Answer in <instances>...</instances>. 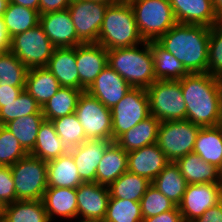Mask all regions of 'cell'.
I'll use <instances>...</instances> for the list:
<instances>
[{
  "instance_id": "cell-1",
  "label": "cell",
  "mask_w": 222,
  "mask_h": 222,
  "mask_svg": "<svg viewBox=\"0 0 222 222\" xmlns=\"http://www.w3.org/2000/svg\"><path fill=\"white\" fill-rule=\"evenodd\" d=\"M186 103V119L200 127L222 124V85L220 78L206 73H189L181 80Z\"/></svg>"
},
{
  "instance_id": "cell-2",
  "label": "cell",
  "mask_w": 222,
  "mask_h": 222,
  "mask_svg": "<svg viewBox=\"0 0 222 222\" xmlns=\"http://www.w3.org/2000/svg\"><path fill=\"white\" fill-rule=\"evenodd\" d=\"M210 28L176 23L156 42L180 61L189 73L208 72Z\"/></svg>"
},
{
  "instance_id": "cell-3",
  "label": "cell",
  "mask_w": 222,
  "mask_h": 222,
  "mask_svg": "<svg viewBox=\"0 0 222 222\" xmlns=\"http://www.w3.org/2000/svg\"><path fill=\"white\" fill-rule=\"evenodd\" d=\"M108 65L133 88L147 89L154 81V59L150 42L125 48L109 49Z\"/></svg>"
},
{
  "instance_id": "cell-4",
  "label": "cell",
  "mask_w": 222,
  "mask_h": 222,
  "mask_svg": "<svg viewBox=\"0 0 222 222\" xmlns=\"http://www.w3.org/2000/svg\"><path fill=\"white\" fill-rule=\"evenodd\" d=\"M143 42L129 1L118 0L109 5L105 12L97 43L109 50L132 47Z\"/></svg>"
},
{
  "instance_id": "cell-5",
  "label": "cell",
  "mask_w": 222,
  "mask_h": 222,
  "mask_svg": "<svg viewBox=\"0 0 222 222\" xmlns=\"http://www.w3.org/2000/svg\"><path fill=\"white\" fill-rule=\"evenodd\" d=\"M141 38L157 41L177 22L169 0H128Z\"/></svg>"
},
{
  "instance_id": "cell-6",
  "label": "cell",
  "mask_w": 222,
  "mask_h": 222,
  "mask_svg": "<svg viewBox=\"0 0 222 222\" xmlns=\"http://www.w3.org/2000/svg\"><path fill=\"white\" fill-rule=\"evenodd\" d=\"M146 92L150 115L160 122L186 120V103L179 80H156Z\"/></svg>"
},
{
  "instance_id": "cell-7",
  "label": "cell",
  "mask_w": 222,
  "mask_h": 222,
  "mask_svg": "<svg viewBox=\"0 0 222 222\" xmlns=\"http://www.w3.org/2000/svg\"><path fill=\"white\" fill-rule=\"evenodd\" d=\"M17 200H42L47 189V161L28 154L11 165Z\"/></svg>"
},
{
  "instance_id": "cell-8",
  "label": "cell",
  "mask_w": 222,
  "mask_h": 222,
  "mask_svg": "<svg viewBox=\"0 0 222 222\" xmlns=\"http://www.w3.org/2000/svg\"><path fill=\"white\" fill-rule=\"evenodd\" d=\"M200 126L189 120L160 122L157 144L170 162L192 153Z\"/></svg>"
},
{
  "instance_id": "cell-9",
  "label": "cell",
  "mask_w": 222,
  "mask_h": 222,
  "mask_svg": "<svg viewBox=\"0 0 222 222\" xmlns=\"http://www.w3.org/2000/svg\"><path fill=\"white\" fill-rule=\"evenodd\" d=\"M54 49L40 24L11 38L10 51L28 69L46 67Z\"/></svg>"
},
{
  "instance_id": "cell-10",
  "label": "cell",
  "mask_w": 222,
  "mask_h": 222,
  "mask_svg": "<svg viewBox=\"0 0 222 222\" xmlns=\"http://www.w3.org/2000/svg\"><path fill=\"white\" fill-rule=\"evenodd\" d=\"M111 113L112 140L116 141L126 131L150 116L146 89L132 87L111 109Z\"/></svg>"
},
{
  "instance_id": "cell-11",
  "label": "cell",
  "mask_w": 222,
  "mask_h": 222,
  "mask_svg": "<svg viewBox=\"0 0 222 222\" xmlns=\"http://www.w3.org/2000/svg\"><path fill=\"white\" fill-rule=\"evenodd\" d=\"M75 113L88 140H112V113L86 91L79 96Z\"/></svg>"
},
{
  "instance_id": "cell-12",
  "label": "cell",
  "mask_w": 222,
  "mask_h": 222,
  "mask_svg": "<svg viewBox=\"0 0 222 222\" xmlns=\"http://www.w3.org/2000/svg\"><path fill=\"white\" fill-rule=\"evenodd\" d=\"M108 6L91 0H72L68 11L76 34L83 43H97Z\"/></svg>"
},
{
  "instance_id": "cell-13",
  "label": "cell",
  "mask_w": 222,
  "mask_h": 222,
  "mask_svg": "<svg viewBox=\"0 0 222 222\" xmlns=\"http://www.w3.org/2000/svg\"><path fill=\"white\" fill-rule=\"evenodd\" d=\"M221 200L222 184H187L183 199L178 207L184 222H192Z\"/></svg>"
},
{
  "instance_id": "cell-14",
  "label": "cell",
  "mask_w": 222,
  "mask_h": 222,
  "mask_svg": "<svg viewBox=\"0 0 222 222\" xmlns=\"http://www.w3.org/2000/svg\"><path fill=\"white\" fill-rule=\"evenodd\" d=\"M76 63L79 73V90L84 92L108 65L107 49L98 43L77 45Z\"/></svg>"
},
{
  "instance_id": "cell-15",
  "label": "cell",
  "mask_w": 222,
  "mask_h": 222,
  "mask_svg": "<svg viewBox=\"0 0 222 222\" xmlns=\"http://www.w3.org/2000/svg\"><path fill=\"white\" fill-rule=\"evenodd\" d=\"M76 195L77 218L103 221L110 199L108 186L82 183L76 188Z\"/></svg>"
},
{
  "instance_id": "cell-16",
  "label": "cell",
  "mask_w": 222,
  "mask_h": 222,
  "mask_svg": "<svg viewBox=\"0 0 222 222\" xmlns=\"http://www.w3.org/2000/svg\"><path fill=\"white\" fill-rule=\"evenodd\" d=\"M39 24L55 48L83 44L76 34L68 9L39 15Z\"/></svg>"
},
{
  "instance_id": "cell-17",
  "label": "cell",
  "mask_w": 222,
  "mask_h": 222,
  "mask_svg": "<svg viewBox=\"0 0 222 222\" xmlns=\"http://www.w3.org/2000/svg\"><path fill=\"white\" fill-rule=\"evenodd\" d=\"M131 88L125 79L107 65L86 92L112 109Z\"/></svg>"
},
{
  "instance_id": "cell-18",
  "label": "cell",
  "mask_w": 222,
  "mask_h": 222,
  "mask_svg": "<svg viewBox=\"0 0 222 222\" xmlns=\"http://www.w3.org/2000/svg\"><path fill=\"white\" fill-rule=\"evenodd\" d=\"M112 142L109 139L86 140L69 149L83 183L96 182L97 166Z\"/></svg>"
},
{
  "instance_id": "cell-19",
  "label": "cell",
  "mask_w": 222,
  "mask_h": 222,
  "mask_svg": "<svg viewBox=\"0 0 222 222\" xmlns=\"http://www.w3.org/2000/svg\"><path fill=\"white\" fill-rule=\"evenodd\" d=\"M128 172L152 182L170 163L157 143L127 153Z\"/></svg>"
},
{
  "instance_id": "cell-20",
  "label": "cell",
  "mask_w": 222,
  "mask_h": 222,
  "mask_svg": "<svg viewBox=\"0 0 222 222\" xmlns=\"http://www.w3.org/2000/svg\"><path fill=\"white\" fill-rule=\"evenodd\" d=\"M177 23L211 28L216 21L212 0H169Z\"/></svg>"
},
{
  "instance_id": "cell-21",
  "label": "cell",
  "mask_w": 222,
  "mask_h": 222,
  "mask_svg": "<svg viewBox=\"0 0 222 222\" xmlns=\"http://www.w3.org/2000/svg\"><path fill=\"white\" fill-rule=\"evenodd\" d=\"M76 199V188L47 187L42 201L50 222L58 217L67 222L77 220Z\"/></svg>"
},
{
  "instance_id": "cell-22",
  "label": "cell",
  "mask_w": 222,
  "mask_h": 222,
  "mask_svg": "<svg viewBox=\"0 0 222 222\" xmlns=\"http://www.w3.org/2000/svg\"><path fill=\"white\" fill-rule=\"evenodd\" d=\"M46 68L59 81L61 87L79 89L76 46L55 48Z\"/></svg>"
},
{
  "instance_id": "cell-23",
  "label": "cell",
  "mask_w": 222,
  "mask_h": 222,
  "mask_svg": "<svg viewBox=\"0 0 222 222\" xmlns=\"http://www.w3.org/2000/svg\"><path fill=\"white\" fill-rule=\"evenodd\" d=\"M175 163L179 166L187 184H222L220 170L210 163H206L194 152L179 158Z\"/></svg>"
},
{
  "instance_id": "cell-24",
  "label": "cell",
  "mask_w": 222,
  "mask_h": 222,
  "mask_svg": "<svg viewBox=\"0 0 222 222\" xmlns=\"http://www.w3.org/2000/svg\"><path fill=\"white\" fill-rule=\"evenodd\" d=\"M127 171V152L113 141L106 149L97 166L96 182L109 187L118 177Z\"/></svg>"
},
{
  "instance_id": "cell-25",
  "label": "cell",
  "mask_w": 222,
  "mask_h": 222,
  "mask_svg": "<svg viewBox=\"0 0 222 222\" xmlns=\"http://www.w3.org/2000/svg\"><path fill=\"white\" fill-rule=\"evenodd\" d=\"M77 165L68 152L47 162V186L77 188L82 184Z\"/></svg>"
},
{
  "instance_id": "cell-26",
  "label": "cell",
  "mask_w": 222,
  "mask_h": 222,
  "mask_svg": "<svg viewBox=\"0 0 222 222\" xmlns=\"http://www.w3.org/2000/svg\"><path fill=\"white\" fill-rule=\"evenodd\" d=\"M193 152L206 163L222 170V124L214 127H201Z\"/></svg>"
},
{
  "instance_id": "cell-27",
  "label": "cell",
  "mask_w": 222,
  "mask_h": 222,
  "mask_svg": "<svg viewBox=\"0 0 222 222\" xmlns=\"http://www.w3.org/2000/svg\"><path fill=\"white\" fill-rule=\"evenodd\" d=\"M60 88L59 81L46 67H35L28 70L25 90L41 108Z\"/></svg>"
},
{
  "instance_id": "cell-28",
  "label": "cell",
  "mask_w": 222,
  "mask_h": 222,
  "mask_svg": "<svg viewBox=\"0 0 222 222\" xmlns=\"http://www.w3.org/2000/svg\"><path fill=\"white\" fill-rule=\"evenodd\" d=\"M159 125L160 121L150 115L122 134L115 142L127 153L157 143Z\"/></svg>"
},
{
  "instance_id": "cell-29",
  "label": "cell",
  "mask_w": 222,
  "mask_h": 222,
  "mask_svg": "<svg viewBox=\"0 0 222 222\" xmlns=\"http://www.w3.org/2000/svg\"><path fill=\"white\" fill-rule=\"evenodd\" d=\"M69 152L55 131L51 121L44 120L39 127L36 144L29 153L43 161H50Z\"/></svg>"
},
{
  "instance_id": "cell-30",
  "label": "cell",
  "mask_w": 222,
  "mask_h": 222,
  "mask_svg": "<svg viewBox=\"0 0 222 222\" xmlns=\"http://www.w3.org/2000/svg\"><path fill=\"white\" fill-rule=\"evenodd\" d=\"M0 218L4 222H50L42 200H17L4 205Z\"/></svg>"
},
{
  "instance_id": "cell-31",
  "label": "cell",
  "mask_w": 222,
  "mask_h": 222,
  "mask_svg": "<svg viewBox=\"0 0 222 222\" xmlns=\"http://www.w3.org/2000/svg\"><path fill=\"white\" fill-rule=\"evenodd\" d=\"M151 184L177 206L181 203L187 187V182L175 162H170Z\"/></svg>"
},
{
  "instance_id": "cell-32",
  "label": "cell",
  "mask_w": 222,
  "mask_h": 222,
  "mask_svg": "<svg viewBox=\"0 0 222 222\" xmlns=\"http://www.w3.org/2000/svg\"><path fill=\"white\" fill-rule=\"evenodd\" d=\"M150 48L154 59L156 80H181L189 74L183 64L156 41L150 42Z\"/></svg>"
},
{
  "instance_id": "cell-33",
  "label": "cell",
  "mask_w": 222,
  "mask_h": 222,
  "mask_svg": "<svg viewBox=\"0 0 222 222\" xmlns=\"http://www.w3.org/2000/svg\"><path fill=\"white\" fill-rule=\"evenodd\" d=\"M44 120L43 113H36L9 121L4 126L17 138L20 145L29 154L36 144L39 127Z\"/></svg>"
},
{
  "instance_id": "cell-34",
  "label": "cell",
  "mask_w": 222,
  "mask_h": 222,
  "mask_svg": "<svg viewBox=\"0 0 222 222\" xmlns=\"http://www.w3.org/2000/svg\"><path fill=\"white\" fill-rule=\"evenodd\" d=\"M82 90L61 87L42 107L45 120L52 121L75 112Z\"/></svg>"
},
{
  "instance_id": "cell-35",
  "label": "cell",
  "mask_w": 222,
  "mask_h": 222,
  "mask_svg": "<svg viewBox=\"0 0 222 222\" xmlns=\"http://www.w3.org/2000/svg\"><path fill=\"white\" fill-rule=\"evenodd\" d=\"M2 18L10 38L39 24V13L36 10L12 2L8 3Z\"/></svg>"
},
{
  "instance_id": "cell-36",
  "label": "cell",
  "mask_w": 222,
  "mask_h": 222,
  "mask_svg": "<svg viewBox=\"0 0 222 222\" xmlns=\"http://www.w3.org/2000/svg\"><path fill=\"white\" fill-rule=\"evenodd\" d=\"M150 184L146 178L127 171L109 186L110 197L140 202Z\"/></svg>"
},
{
  "instance_id": "cell-37",
  "label": "cell",
  "mask_w": 222,
  "mask_h": 222,
  "mask_svg": "<svg viewBox=\"0 0 222 222\" xmlns=\"http://www.w3.org/2000/svg\"><path fill=\"white\" fill-rule=\"evenodd\" d=\"M28 68L11 51L0 52V85L25 87Z\"/></svg>"
},
{
  "instance_id": "cell-38",
  "label": "cell",
  "mask_w": 222,
  "mask_h": 222,
  "mask_svg": "<svg viewBox=\"0 0 222 222\" xmlns=\"http://www.w3.org/2000/svg\"><path fill=\"white\" fill-rule=\"evenodd\" d=\"M36 113H42V108L24 89L16 100L3 103V107L0 108V125H5L14 119Z\"/></svg>"
},
{
  "instance_id": "cell-39",
  "label": "cell",
  "mask_w": 222,
  "mask_h": 222,
  "mask_svg": "<svg viewBox=\"0 0 222 222\" xmlns=\"http://www.w3.org/2000/svg\"><path fill=\"white\" fill-rule=\"evenodd\" d=\"M57 135L68 149L74 148L88 140L76 113L51 121Z\"/></svg>"
},
{
  "instance_id": "cell-40",
  "label": "cell",
  "mask_w": 222,
  "mask_h": 222,
  "mask_svg": "<svg viewBox=\"0 0 222 222\" xmlns=\"http://www.w3.org/2000/svg\"><path fill=\"white\" fill-rule=\"evenodd\" d=\"M140 202L111 198L102 222H142Z\"/></svg>"
},
{
  "instance_id": "cell-41",
  "label": "cell",
  "mask_w": 222,
  "mask_h": 222,
  "mask_svg": "<svg viewBox=\"0 0 222 222\" xmlns=\"http://www.w3.org/2000/svg\"><path fill=\"white\" fill-rule=\"evenodd\" d=\"M143 219L174 209L177 205L150 184L140 200Z\"/></svg>"
},
{
  "instance_id": "cell-42",
  "label": "cell",
  "mask_w": 222,
  "mask_h": 222,
  "mask_svg": "<svg viewBox=\"0 0 222 222\" xmlns=\"http://www.w3.org/2000/svg\"><path fill=\"white\" fill-rule=\"evenodd\" d=\"M27 155L17 138L4 125H0V166L14 165Z\"/></svg>"
},
{
  "instance_id": "cell-43",
  "label": "cell",
  "mask_w": 222,
  "mask_h": 222,
  "mask_svg": "<svg viewBox=\"0 0 222 222\" xmlns=\"http://www.w3.org/2000/svg\"><path fill=\"white\" fill-rule=\"evenodd\" d=\"M208 73L222 77V30L212 26L208 43Z\"/></svg>"
},
{
  "instance_id": "cell-44",
  "label": "cell",
  "mask_w": 222,
  "mask_h": 222,
  "mask_svg": "<svg viewBox=\"0 0 222 222\" xmlns=\"http://www.w3.org/2000/svg\"><path fill=\"white\" fill-rule=\"evenodd\" d=\"M16 201L15 184L10 166H0V203L4 206Z\"/></svg>"
},
{
  "instance_id": "cell-45",
  "label": "cell",
  "mask_w": 222,
  "mask_h": 222,
  "mask_svg": "<svg viewBox=\"0 0 222 222\" xmlns=\"http://www.w3.org/2000/svg\"><path fill=\"white\" fill-rule=\"evenodd\" d=\"M72 0H39V15L68 9Z\"/></svg>"
},
{
  "instance_id": "cell-46",
  "label": "cell",
  "mask_w": 222,
  "mask_h": 222,
  "mask_svg": "<svg viewBox=\"0 0 222 222\" xmlns=\"http://www.w3.org/2000/svg\"><path fill=\"white\" fill-rule=\"evenodd\" d=\"M142 222H184L179 207L176 206L172 210L165 211L157 216L144 218Z\"/></svg>"
},
{
  "instance_id": "cell-47",
  "label": "cell",
  "mask_w": 222,
  "mask_h": 222,
  "mask_svg": "<svg viewBox=\"0 0 222 222\" xmlns=\"http://www.w3.org/2000/svg\"><path fill=\"white\" fill-rule=\"evenodd\" d=\"M192 222H222V200Z\"/></svg>"
},
{
  "instance_id": "cell-48",
  "label": "cell",
  "mask_w": 222,
  "mask_h": 222,
  "mask_svg": "<svg viewBox=\"0 0 222 222\" xmlns=\"http://www.w3.org/2000/svg\"><path fill=\"white\" fill-rule=\"evenodd\" d=\"M25 87H12L9 85H0V108L3 107V103H9L17 99L19 94L24 90Z\"/></svg>"
},
{
  "instance_id": "cell-49",
  "label": "cell",
  "mask_w": 222,
  "mask_h": 222,
  "mask_svg": "<svg viewBox=\"0 0 222 222\" xmlns=\"http://www.w3.org/2000/svg\"><path fill=\"white\" fill-rule=\"evenodd\" d=\"M11 38L9 37L3 18L0 17V52L10 51Z\"/></svg>"
},
{
  "instance_id": "cell-50",
  "label": "cell",
  "mask_w": 222,
  "mask_h": 222,
  "mask_svg": "<svg viewBox=\"0 0 222 222\" xmlns=\"http://www.w3.org/2000/svg\"><path fill=\"white\" fill-rule=\"evenodd\" d=\"M9 2L36 10L39 13V0H9Z\"/></svg>"
},
{
  "instance_id": "cell-51",
  "label": "cell",
  "mask_w": 222,
  "mask_h": 222,
  "mask_svg": "<svg viewBox=\"0 0 222 222\" xmlns=\"http://www.w3.org/2000/svg\"><path fill=\"white\" fill-rule=\"evenodd\" d=\"M214 26L222 30V9L216 13V21Z\"/></svg>"
},
{
  "instance_id": "cell-52",
  "label": "cell",
  "mask_w": 222,
  "mask_h": 222,
  "mask_svg": "<svg viewBox=\"0 0 222 222\" xmlns=\"http://www.w3.org/2000/svg\"><path fill=\"white\" fill-rule=\"evenodd\" d=\"M8 3L9 0H0V17H2L4 12L6 11Z\"/></svg>"
},
{
  "instance_id": "cell-53",
  "label": "cell",
  "mask_w": 222,
  "mask_h": 222,
  "mask_svg": "<svg viewBox=\"0 0 222 222\" xmlns=\"http://www.w3.org/2000/svg\"><path fill=\"white\" fill-rule=\"evenodd\" d=\"M216 13L222 9V0H212Z\"/></svg>"
},
{
  "instance_id": "cell-54",
  "label": "cell",
  "mask_w": 222,
  "mask_h": 222,
  "mask_svg": "<svg viewBox=\"0 0 222 222\" xmlns=\"http://www.w3.org/2000/svg\"><path fill=\"white\" fill-rule=\"evenodd\" d=\"M91 1L103 3V4H107V5H112V4L116 3L118 0H91Z\"/></svg>"
},
{
  "instance_id": "cell-55",
  "label": "cell",
  "mask_w": 222,
  "mask_h": 222,
  "mask_svg": "<svg viewBox=\"0 0 222 222\" xmlns=\"http://www.w3.org/2000/svg\"><path fill=\"white\" fill-rule=\"evenodd\" d=\"M78 220H73L75 222H102V221H99V220H91V219H79L77 218Z\"/></svg>"
},
{
  "instance_id": "cell-56",
  "label": "cell",
  "mask_w": 222,
  "mask_h": 222,
  "mask_svg": "<svg viewBox=\"0 0 222 222\" xmlns=\"http://www.w3.org/2000/svg\"><path fill=\"white\" fill-rule=\"evenodd\" d=\"M2 208H3V205L0 203V213H1Z\"/></svg>"
}]
</instances>
